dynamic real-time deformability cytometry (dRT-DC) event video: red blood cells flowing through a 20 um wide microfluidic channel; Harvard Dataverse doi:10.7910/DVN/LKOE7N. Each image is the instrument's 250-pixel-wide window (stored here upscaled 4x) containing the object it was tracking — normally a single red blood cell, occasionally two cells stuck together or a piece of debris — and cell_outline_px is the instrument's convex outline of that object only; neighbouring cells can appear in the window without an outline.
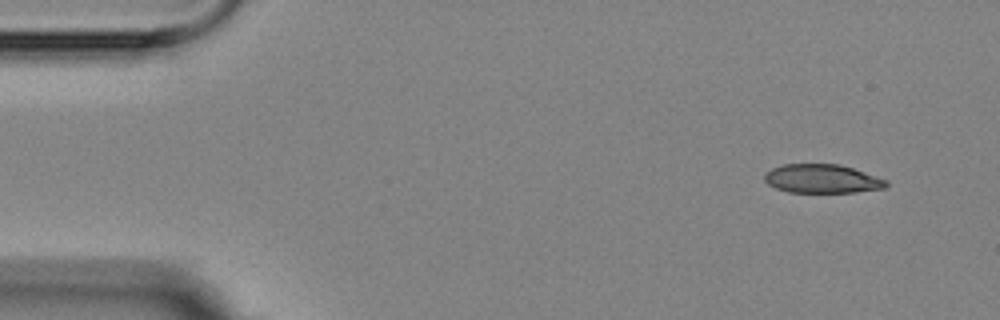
{"species": "Egyptian fruit bat (a non-hibernating species)", "species_latin": "Rousettus aegyptiacus", "temperature_condition": "room temperature", "stored_images_in_passage": 8, "camera_frame_rate_fps": 3000, "um_per_image_px": 0.085, "animal": {"sex": "female"}, "frame": {"image": 1, "passage_image": 1, "time_ms": 0.0, "image_size_px": [1000, 320], "cell_outline_px": [[888, 184], [884, 188], [856, 192], [788, 192], [776, 188], [768, 184], [764, 180], [764, 176], [772, 168], [780, 164], [840, 164], [888, 180]], "centroid_in_image_um": [69.87, 15.19], "position_along_channel_um": 15.1, "area_um2": 20.35}}
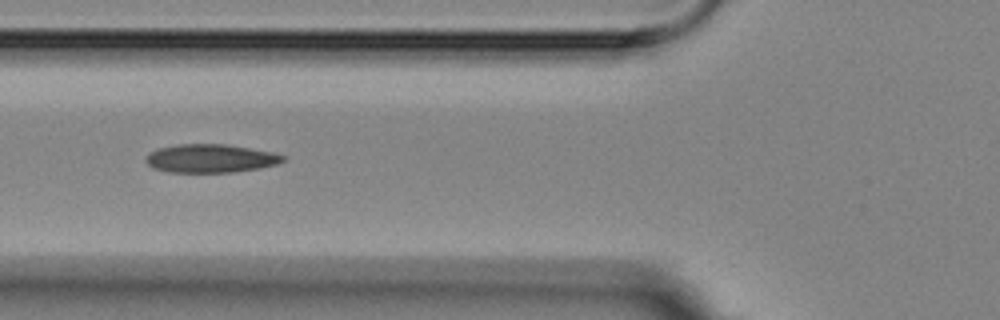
{"frame": {"image": 2, "passage_image": 5, "time_ms": 5.333, "image_size_px": [1000, 320], "cell_outline_px": [[288, 156], [284, 160], [276, 164], [260, 168], [232, 172], [168, 172], [152, 168], [144, 160], [144, 156], [148, 152], [160, 148], [176, 144], [224, 144], [272, 152]], "centroid_in_image_um": [17.85, 13.46], "position_along_channel_um": 107.9, "area_um2": 22.77}}
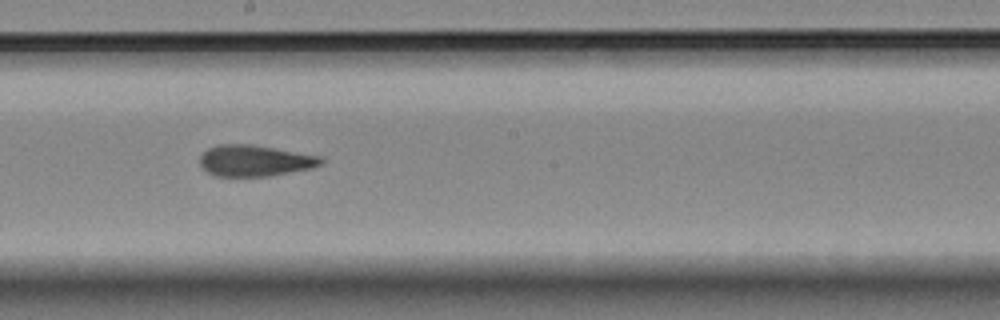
{"frame": {"image": 3, "passage_image": 8, "time_ms": 8.667, "image_size_px": [1000, 320], "cell_outline_px": [[324, 164], [312, 168], [268, 176], [216, 176], [208, 172], [200, 164], [200, 156], [208, 148], [216, 144], [252, 144], [324, 156]], "centroid_in_image_um": [21.71, 13.64], "position_along_channel_um": 226.5, "area_um2": 22.25}}